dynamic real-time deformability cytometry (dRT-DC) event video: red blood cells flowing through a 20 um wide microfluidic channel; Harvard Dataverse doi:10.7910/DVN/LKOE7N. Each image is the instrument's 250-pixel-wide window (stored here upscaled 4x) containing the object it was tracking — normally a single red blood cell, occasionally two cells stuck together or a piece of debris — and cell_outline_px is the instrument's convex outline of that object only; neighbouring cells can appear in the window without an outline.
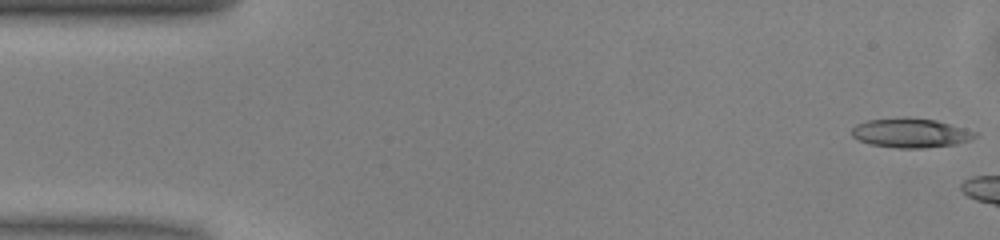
{"species": "common noctule bat (a hibernating species)", "species_latin": "Nyctalus noctula", "temperature_condition": "warm", "stored_images_in_passage": 5, "camera_frame_rate_fps": 3000, "um_per_image_px": 0.085, "animal": {"sex": "male", "body_mass_g": 13.0, "forearm_length_mm": 53.1}, "frame": {"image": 1, "passage_image": 1, "time_ms": 0.0, "image_size_px": [1000, 240], "cell_outline_px": [[976, 136], [968, 140], [956, 144], [924, 148], [896, 148], [868, 144], [852, 136], [852, 128], [856, 124], [868, 120], [904, 116], [908, 116], [936, 120], [964, 128], [976, 132]], "centroid_in_image_um": [77.37, 11.29], "position_along_channel_um": 7.6, "area_um2": 21.21}}